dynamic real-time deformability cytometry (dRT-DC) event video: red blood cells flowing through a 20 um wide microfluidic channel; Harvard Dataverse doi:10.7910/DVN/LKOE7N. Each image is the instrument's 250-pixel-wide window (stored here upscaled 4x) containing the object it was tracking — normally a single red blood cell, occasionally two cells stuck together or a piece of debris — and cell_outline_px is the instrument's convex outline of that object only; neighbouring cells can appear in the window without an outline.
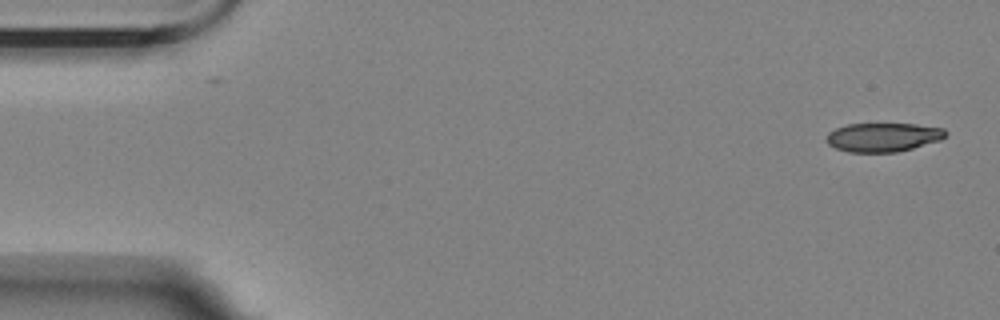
{"species": "Egyptian fruit bat (a non-hibernating species)", "species_latin": "Rousettus aegyptiacus", "temperature_condition": "room temperature", "stored_images_in_passage": 55, "camera_frame_rate_fps": 3000, "um_per_image_px": 0.085, "animal": {"sex": "female"}, "frame": {"image": 1, "passage_image": 1, "time_ms": 0.0, "image_size_px": [1000, 320], "cell_outline_px": [[948, 132], [940, 140], [912, 148], [896, 152], [848, 152], [836, 148], [828, 144], [824, 140], [828, 132], [836, 128], [848, 124], [916, 124], [944, 128]], "centroid_in_image_um": [75.03, 11.66], "position_along_channel_um": 10.0, "area_um2": 20.06}}
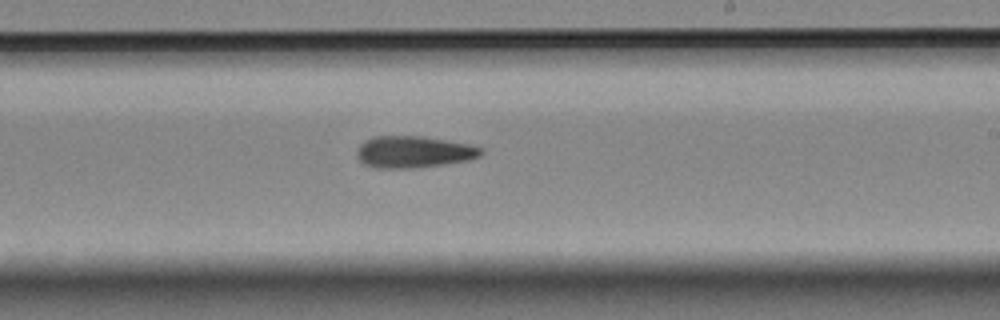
{"frame": {"image": 2, "passage_image": 32, "time_ms": 10.333, "image_size_px": [1000, 320], "cell_outline_px": [[484, 152], [480, 156], [472, 160], [444, 164], [412, 168], [376, 168], [364, 164], [356, 156], [356, 152], [360, 144], [364, 140], [372, 136], [420, 136], [472, 144], [484, 148]], "centroid_in_image_um": [35.19, 12.91], "position_along_channel_um": 253.8, "area_um2": 23.29}}
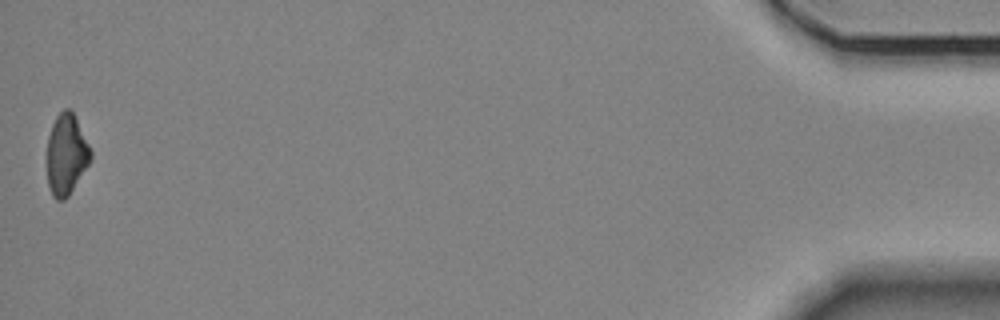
{"frame": {"image": 3, "passage_image": 55, "time_ms": 18.0, "image_size_px": [1000, 320], "cell_outline_px": [[92, 156], [88, 164], [68, 196], [64, 200], [56, 200], [52, 196], [48, 184], [48, 136], [52, 124], [56, 116], [64, 108], [68, 108], [72, 112], [92, 152]], "centroid_in_image_um": [5.62, 13.14], "position_along_channel_um": 429.6, "area_um2": 20.06}}